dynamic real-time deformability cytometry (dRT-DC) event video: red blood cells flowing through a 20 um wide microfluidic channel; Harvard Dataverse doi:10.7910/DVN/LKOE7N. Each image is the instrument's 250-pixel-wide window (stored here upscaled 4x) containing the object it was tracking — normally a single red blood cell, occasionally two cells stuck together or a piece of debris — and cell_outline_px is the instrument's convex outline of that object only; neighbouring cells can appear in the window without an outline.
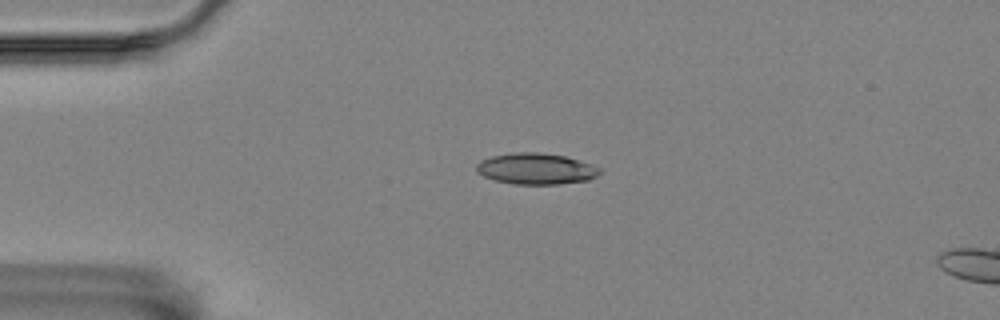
{"species": "Egyptian fruit bat (a non-hibernating species)", "species_latin": "Rousettus aegyptiacus", "temperature_condition": "room temperature", "stored_images_in_passage": 3, "camera_frame_rate_fps": 3000, "um_per_image_px": 0.085, "animal": {"sex": "female"}, "frame": {"image": 1, "passage_image": 2, "time_ms": 0.333, "image_size_px": [1000, 320], "cell_outline_px": [[600, 172], [596, 176], [588, 180], [560, 184], [512, 184], [496, 180], [484, 176], [476, 172], [476, 164], [480, 160], [492, 156], [512, 152], [540, 152], [564, 156], [600, 168]], "centroid_in_image_um": [45.5, 14.34], "position_along_channel_um": 39.5, "area_um2": 22.25}}